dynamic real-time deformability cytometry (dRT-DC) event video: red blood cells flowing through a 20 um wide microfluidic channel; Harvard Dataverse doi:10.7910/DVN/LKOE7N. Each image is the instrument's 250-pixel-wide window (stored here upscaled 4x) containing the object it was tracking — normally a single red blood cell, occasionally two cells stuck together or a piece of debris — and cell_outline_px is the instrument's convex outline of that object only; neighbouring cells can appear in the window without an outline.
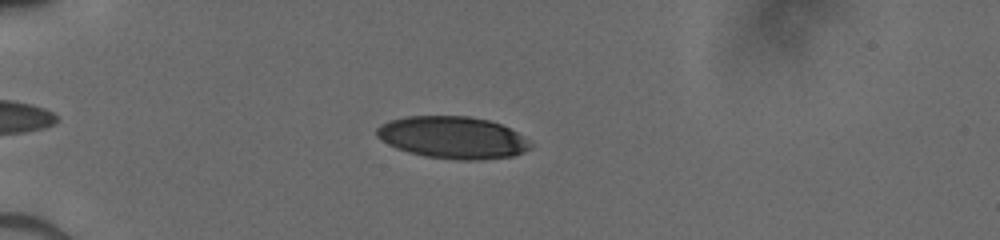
{"species": "human", "species_latin": "Homo sapiens", "temperature_condition": "cold", "stored_images_in_passage": 39, "camera_frame_rate_fps": 3000, "um_per_image_px": 0.085, "donor": {"sex": "male"}, "frame": {"image": 1, "passage_image": 8, "time_ms": 2.333, "image_size_px": [1000, 240], "cell_outline_px": [[532, 144], [524, 152], [512, 156], [480, 160], [460, 160], [424, 156], [408, 152], [396, 148], [388, 144], [376, 136], [376, 128], [380, 124], [388, 120], [404, 116], [468, 116], [488, 120], [500, 124], [516, 132]], "centroid_in_image_um": [38.42, 11.68], "position_along_channel_um": 46.6, "area_um2": 37.69}}
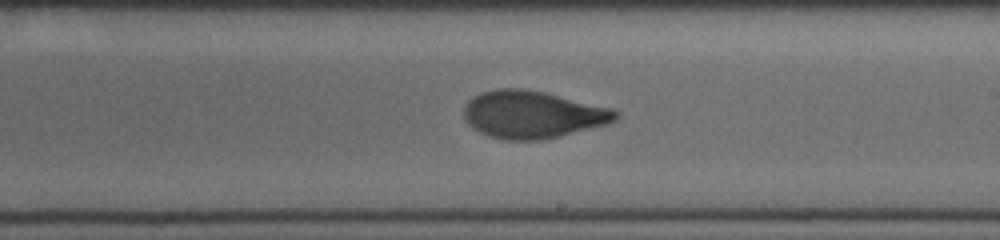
{"frame": {"image": 2, "passage_image": 25, "time_ms": 8.0, "image_size_px": [1000, 240], "cell_outline_px": [[620, 116], [616, 120], [608, 124], [544, 140], [504, 140], [488, 136], [480, 132], [468, 124], [464, 120], [464, 108], [468, 100], [480, 92], [496, 88], [520, 88], [544, 92], [612, 108], [620, 112]], "centroid_in_image_um": [45.27, 9.74], "position_along_channel_um": 243.7, "area_um2": 42.19}}
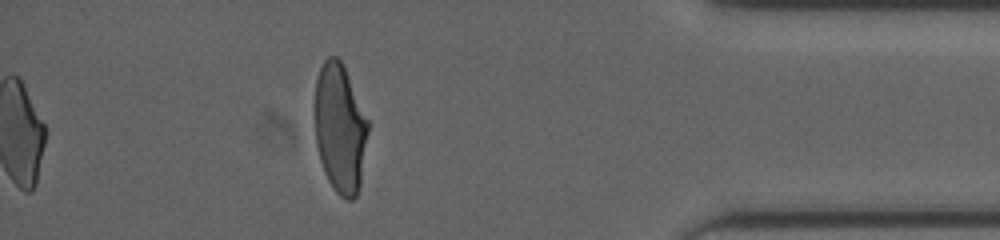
{"frame": {"image": 3, "passage_image": 39, "time_ms": 12.667, "image_size_px": [1000, 240], "cell_outline_px": [[368, 132], [360, 184], [356, 196], [352, 200], [344, 200], [336, 192], [328, 180], [324, 172], [320, 160], [316, 144], [312, 112], [316, 76], [324, 60], [328, 56], [336, 56], [344, 64], [368, 120]], "centroid_in_image_um": [28.85, 10.86], "position_along_channel_um": 406.3, "area_um2": 40.98}}